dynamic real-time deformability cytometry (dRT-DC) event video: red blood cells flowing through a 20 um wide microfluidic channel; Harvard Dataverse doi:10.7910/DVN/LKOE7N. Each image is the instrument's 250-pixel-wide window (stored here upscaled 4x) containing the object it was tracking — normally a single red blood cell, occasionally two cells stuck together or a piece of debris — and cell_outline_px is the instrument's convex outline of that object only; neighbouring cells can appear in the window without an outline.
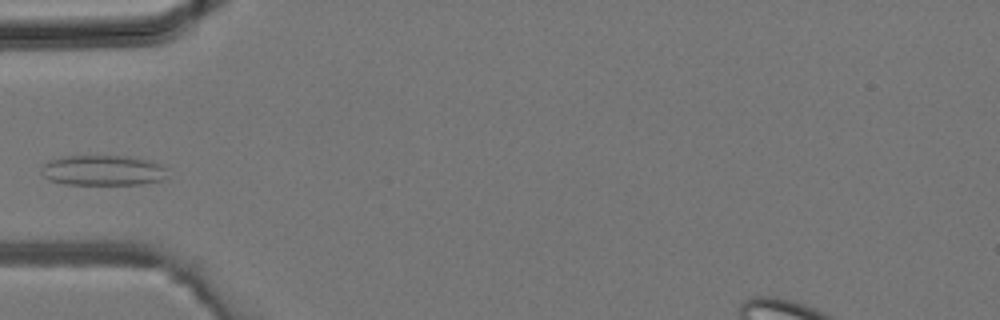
{"species": "common noctule bat (a hibernating species)", "species_latin": "Nyctalus noctula", "temperature_condition": "room temperature", "stored_images_in_passage": 3, "camera_frame_rate_fps": 3000, "um_per_image_px": 0.085, "animal": {"sex": "male", "body_mass_g": 19.2, "forearm_length_mm": 51.8}, "frame": {"image": 1, "passage_image": 3, "time_ms": 0.667, "image_size_px": [1000, 320], "cell_outline_px": [[164, 180], [140, 184], [64, 184], [48, 180], [40, 172], [40, 168], [48, 160], [64, 156], [128, 156], [152, 160], [160, 164], [164, 168]], "centroid_in_image_um": [8.7, 14.47], "position_along_channel_um": 76.3, "area_um2": 22.37}}